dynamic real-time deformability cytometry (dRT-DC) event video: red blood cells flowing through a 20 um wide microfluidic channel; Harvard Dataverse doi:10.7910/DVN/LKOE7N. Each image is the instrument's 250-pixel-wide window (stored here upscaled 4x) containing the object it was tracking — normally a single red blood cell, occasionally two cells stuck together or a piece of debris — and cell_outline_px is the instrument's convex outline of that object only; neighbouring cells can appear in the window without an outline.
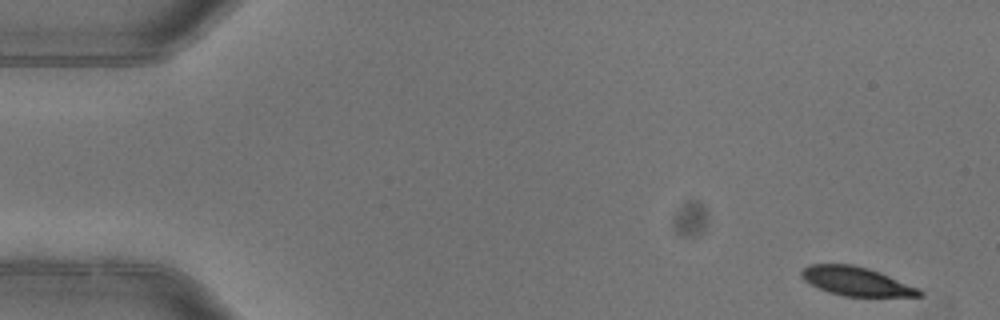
{"species": "common noctule bat (a hibernating species)", "species_latin": "Nyctalus noctula", "temperature_condition": "warm", "stored_images_in_passage": 7, "camera_frame_rate_fps": 3000, "um_per_image_px": 0.085, "animal": {"sex": "female"}, "frame": {"image": 1, "passage_image": 1, "time_ms": 0.0, "image_size_px": [1000, 320], "cell_outline_px": [[924, 296], [844, 296], [828, 292], [804, 280], [800, 276], [800, 272], [808, 264], [852, 264], [868, 268], [880, 272], [920, 288], [924, 292]], "centroid_in_image_um": [72.81, 23.9], "position_along_channel_um": 12.2, "area_um2": 19.83}}
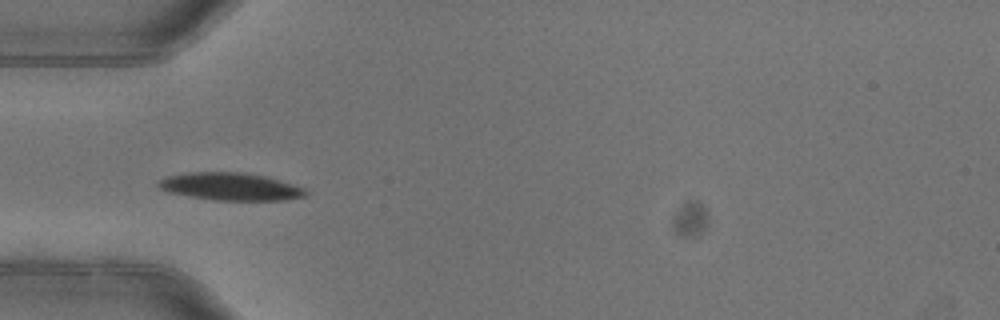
{"frame": {"image": 2, "passage_image": 5, "time_ms": 1.333, "image_size_px": [1000, 320], "cell_outline_px": [[308, 192], [304, 196], [284, 200], [212, 200], [188, 196], [168, 192], [160, 188], [156, 184], [156, 180], [168, 176], [188, 172], [244, 172], [264, 176], [292, 184], [304, 188]], "centroid_in_image_um": [19.53, 15.85], "position_along_channel_um": 65.5, "area_um2": 23.64}}